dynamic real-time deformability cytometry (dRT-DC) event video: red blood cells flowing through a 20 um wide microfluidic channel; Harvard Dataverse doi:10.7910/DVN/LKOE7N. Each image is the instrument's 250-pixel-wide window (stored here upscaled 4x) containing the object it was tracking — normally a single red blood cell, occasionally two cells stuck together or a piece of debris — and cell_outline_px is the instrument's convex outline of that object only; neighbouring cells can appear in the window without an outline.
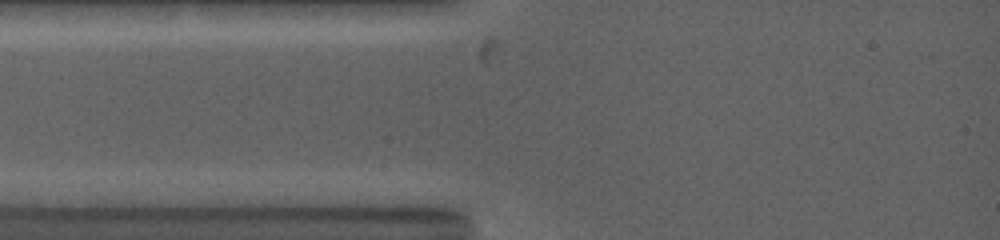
{"species": "common noctule bat (a hibernating species)", "species_latin": "Nyctalus noctula", "temperature_condition": "warm", "stored_images_in_passage": 3, "camera_frame_rate_fps": 5000, "um_per_image_px": 0.085, "animal": {"sex": "female", "body_mass_g": 19.0, "forearm_length_mm": 53.3}, "frame": {"image": 1, "passage_image": 2, "time_ms": 0.6, "image_size_px": [1000, 240], "cell_outline_px": [[428, 172], [336, 168], [296, 164], [296, 160], [304, 156], [372, 156], [416, 160], [428, 164]], "centroid_in_image_um": [30.99, 13.86], "position_along_channel_um": 54.0, "area_um2": 10.92}}